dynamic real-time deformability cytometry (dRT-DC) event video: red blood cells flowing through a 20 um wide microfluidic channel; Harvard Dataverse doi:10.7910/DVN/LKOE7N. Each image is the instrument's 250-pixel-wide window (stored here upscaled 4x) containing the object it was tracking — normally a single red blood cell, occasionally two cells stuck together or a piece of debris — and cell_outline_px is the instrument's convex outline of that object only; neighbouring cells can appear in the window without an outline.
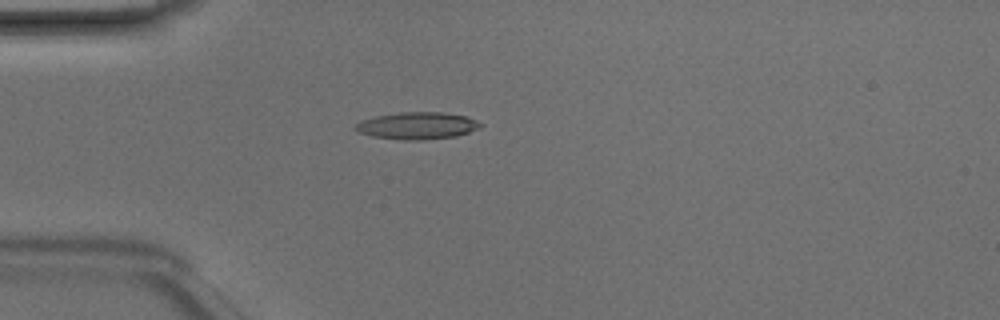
{"species": "Egyptian fruit bat (a non-hibernating species)", "species_latin": "Rousettus aegyptiacus", "temperature_condition": "room temperature", "stored_images_in_passage": 47, "camera_frame_rate_fps": 3000, "um_per_image_px": 0.085, "animal": {"sex": "male"}, "frame": {"image": 1, "passage_image": 12, "time_ms": 3.667, "image_size_px": [1000, 320], "cell_outline_px": [[484, 124], [480, 128], [456, 136], [424, 140], [404, 140], [372, 136], [360, 132], [352, 128], [360, 120], [376, 116], [400, 112], [444, 112], [468, 116]], "centroid_in_image_um": [35.49, 10.68], "position_along_channel_um": 49.5, "area_um2": 19.88}}
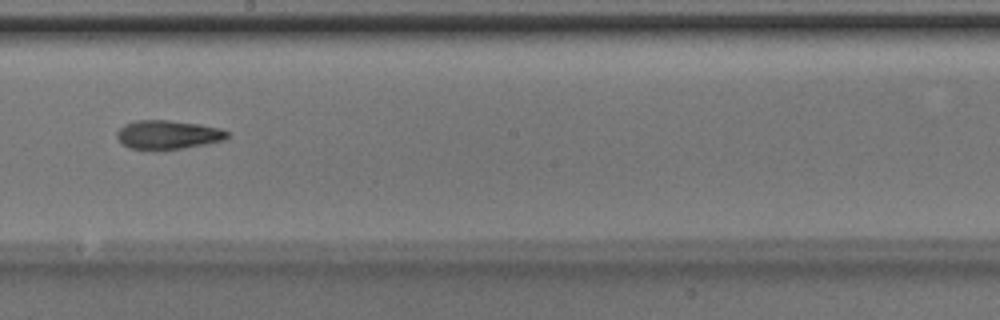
{"frame": {"image": 2, "passage_image": 26, "time_ms": 8.333, "image_size_px": [1000, 320], "cell_outline_px": [[228, 136], [224, 140], [208, 144], [184, 148], [156, 152], [128, 148], [120, 144], [116, 136], [116, 132], [124, 124], [136, 120], [168, 120], [200, 124], [220, 128], [228, 132]], "centroid_in_image_um": [14.22, 11.48], "position_along_channel_um": 234.0, "area_um2": 19.25}}
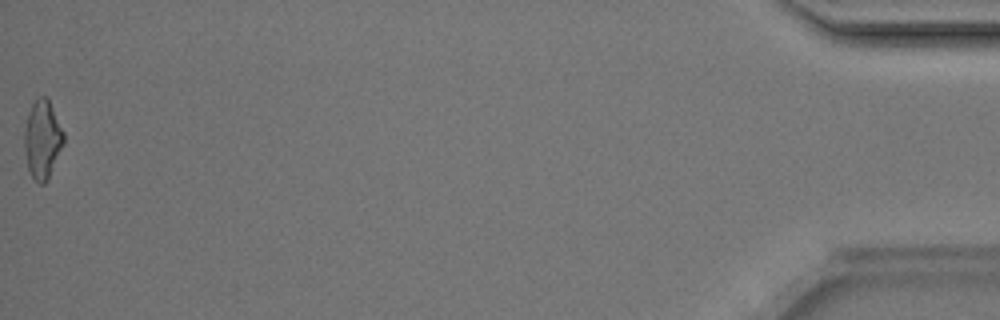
{"frame": {"image": 3, "passage_image": 47, "time_ms": 15.333, "image_size_px": [1000, 320], "cell_outline_px": [[64, 144], [48, 180], [44, 184], [40, 184], [32, 176], [28, 168], [24, 148], [24, 128], [28, 112], [32, 104], [40, 96], [44, 96], [48, 100], [64, 132]], "centroid_in_image_um": [3.6, 11.88], "position_along_channel_um": 431.6, "area_um2": 17.86}, "authors_computed_cell_mechanics": {"area_um2": 18.6116, "velocity_mm_per_s": 4.2454, "shape_relaxation_time_tau1_ms": 5.3037, "shape_relaxation_time_tau2_ms": 4.2056, "deformation_change_tau1": 0.1737, "deformation_change_tau2": 0.1436}}